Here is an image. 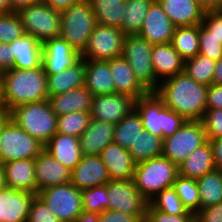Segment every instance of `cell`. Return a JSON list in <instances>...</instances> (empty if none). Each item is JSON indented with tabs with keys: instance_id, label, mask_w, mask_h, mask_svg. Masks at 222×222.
<instances>
[{
	"instance_id": "816d5d0a",
	"label": "cell",
	"mask_w": 222,
	"mask_h": 222,
	"mask_svg": "<svg viewBox=\"0 0 222 222\" xmlns=\"http://www.w3.org/2000/svg\"><path fill=\"white\" fill-rule=\"evenodd\" d=\"M100 222H141L136 216L114 210H105L99 214Z\"/></svg>"
},
{
	"instance_id": "ffe728a7",
	"label": "cell",
	"mask_w": 222,
	"mask_h": 222,
	"mask_svg": "<svg viewBox=\"0 0 222 222\" xmlns=\"http://www.w3.org/2000/svg\"><path fill=\"white\" fill-rule=\"evenodd\" d=\"M5 186L37 195L35 159L13 160L1 164Z\"/></svg>"
},
{
	"instance_id": "680465c9",
	"label": "cell",
	"mask_w": 222,
	"mask_h": 222,
	"mask_svg": "<svg viewBox=\"0 0 222 222\" xmlns=\"http://www.w3.org/2000/svg\"><path fill=\"white\" fill-rule=\"evenodd\" d=\"M205 10L222 9V0H196Z\"/></svg>"
},
{
	"instance_id": "f35d334b",
	"label": "cell",
	"mask_w": 222,
	"mask_h": 222,
	"mask_svg": "<svg viewBox=\"0 0 222 222\" xmlns=\"http://www.w3.org/2000/svg\"><path fill=\"white\" fill-rule=\"evenodd\" d=\"M172 187L189 212L196 214L200 210L199 188L196 179L178 175Z\"/></svg>"
},
{
	"instance_id": "2e32d148",
	"label": "cell",
	"mask_w": 222,
	"mask_h": 222,
	"mask_svg": "<svg viewBox=\"0 0 222 222\" xmlns=\"http://www.w3.org/2000/svg\"><path fill=\"white\" fill-rule=\"evenodd\" d=\"M110 180L107 167L99 155H82L81 160L71 170L70 175V183L81 191L105 185Z\"/></svg>"
},
{
	"instance_id": "603a6c76",
	"label": "cell",
	"mask_w": 222,
	"mask_h": 222,
	"mask_svg": "<svg viewBox=\"0 0 222 222\" xmlns=\"http://www.w3.org/2000/svg\"><path fill=\"white\" fill-rule=\"evenodd\" d=\"M115 125L94 118L79 138L82 155L98 156L114 140Z\"/></svg>"
},
{
	"instance_id": "52a82bcc",
	"label": "cell",
	"mask_w": 222,
	"mask_h": 222,
	"mask_svg": "<svg viewBox=\"0 0 222 222\" xmlns=\"http://www.w3.org/2000/svg\"><path fill=\"white\" fill-rule=\"evenodd\" d=\"M152 48L153 45L138 34L125 35L122 57L130 65L138 81L149 92H154L160 84V80L154 74Z\"/></svg>"
},
{
	"instance_id": "9c48e42d",
	"label": "cell",
	"mask_w": 222,
	"mask_h": 222,
	"mask_svg": "<svg viewBox=\"0 0 222 222\" xmlns=\"http://www.w3.org/2000/svg\"><path fill=\"white\" fill-rule=\"evenodd\" d=\"M207 141L202 121L187 120L172 136L163 139L162 156L179 166Z\"/></svg>"
},
{
	"instance_id": "9f6ffc18",
	"label": "cell",
	"mask_w": 222,
	"mask_h": 222,
	"mask_svg": "<svg viewBox=\"0 0 222 222\" xmlns=\"http://www.w3.org/2000/svg\"><path fill=\"white\" fill-rule=\"evenodd\" d=\"M42 0H11V12H18L22 8L37 4Z\"/></svg>"
},
{
	"instance_id": "5bb4252c",
	"label": "cell",
	"mask_w": 222,
	"mask_h": 222,
	"mask_svg": "<svg viewBox=\"0 0 222 222\" xmlns=\"http://www.w3.org/2000/svg\"><path fill=\"white\" fill-rule=\"evenodd\" d=\"M136 99L125 94L95 95L92 99L91 118L116 125L135 109Z\"/></svg>"
},
{
	"instance_id": "6da1fadb",
	"label": "cell",
	"mask_w": 222,
	"mask_h": 222,
	"mask_svg": "<svg viewBox=\"0 0 222 222\" xmlns=\"http://www.w3.org/2000/svg\"><path fill=\"white\" fill-rule=\"evenodd\" d=\"M208 86L184 71L160 82L154 91L164 105L186 120L201 121L206 111Z\"/></svg>"
},
{
	"instance_id": "277c9868",
	"label": "cell",
	"mask_w": 222,
	"mask_h": 222,
	"mask_svg": "<svg viewBox=\"0 0 222 222\" xmlns=\"http://www.w3.org/2000/svg\"><path fill=\"white\" fill-rule=\"evenodd\" d=\"M11 119L45 145L57 131V116L48 100L27 103L10 110Z\"/></svg>"
},
{
	"instance_id": "74e56055",
	"label": "cell",
	"mask_w": 222,
	"mask_h": 222,
	"mask_svg": "<svg viewBox=\"0 0 222 222\" xmlns=\"http://www.w3.org/2000/svg\"><path fill=\"white\" fill-rule=\"evenodd\" d=\"M216 61L198 54L184 61V72L194 81L210 86L213 84Z\"/></svg>"
},
{
	"instance_id": "1f68e13d",
	"label": "cell",
	"mask_w": 222,
	"mask_h": 222,
	"mask_svg": "<svg viewBox=\"0 0 222 222\" xmlns=\"http://www.w3.org/2000/svg\"><path fill=\"white\" fill-rule=\"evenodd\" d=\"M97 24L122 27L126 0H89Z\"/></svg>"
},
{
	"instance_id": "cb8c5ba5",
	"label": "cell",
	"mask_w": 222,
	"mask_h": 222,
	"mask_svg": "<svg viewBox=\"0 0 222 222\" xmlns=\"http://www.w3.org/2000/svg\"><path fill=\"white\" fill-rule=\"evenodd\" d=\"M9 44L14 56V68L35 69L42 66L43 46L34 36L25 33Z\"/></svg>"
},
{
	"instance_id": "ab89813d",
	"label": "cell",
	"mask_w": 222,
	"mask_h": 222,
	"mask_svg": "<svg viewBox=\"0 0 222 222\" xmlns=\"http://www.w3.org/2000/svg\"><path fill=\"white\" fill-rule=\"evenodd\" d=\"M148 203L154 209L169 215L194 214L184 207L173 187L158 192Z\"/></svg>"
},
{
	"instance_id": "91938a15",
	"label": "cell",
	"mask_w": 222,
	"mask_h": 222,
	"mask_svg": "<svg viewBox=\"0 0 222 222\" xmlns=\"http://www.w3.org/2000/svg\"><path fill=\"white\" fill-rule=\"evenodd\" d=\"M11 119L10 111L7 110L4 106L0 108V138L2 134V130L6 123Z\"/></svg>"
},
{
	"instance_id": "d6986e66",
	"label": "cell",
	"mask_w": 222,
	"mask_h": 222,
	"mask_svg": "<svg viewBox=\"0 0 222 222\" xmlns=\"http://www.w3.org/2000/svg\"><path fill=\"white\" fill-rule=\"evenodd\" d=\"M71 170L43 150L35 158L37 194L46 188L70 182Z\"/></svg>"
},
{
	"instance_id": "bcb514c9",
	"label": "cell",
	"mask_w": 222,
	"mask_h": 222,
	"mask_svg": "<svg viewBox=\"0 0 222 222\" xmlns=\"http://www.w3.org/2000/svg\"><path fill=\"white\" fill-rule=\"evenodd\" d=\"M201 121L208 140L222 136V109H206Z\"/></svg>"
},
{
	"instance_id": "d6a6232c",
	"label": "cell",
	"mask_w": 222,
	"mask_h": 222,
	"mask_svg": "<svg viewBox=\"0 0 222 222\" xmlns=\"http://www.w3.org/2000/svg\"><path fill=\"white\" fill-rule=\"evenodd\" d=\"M171 44L175 51L184 59L199 54V25L178 26L174 30Z\"/></svg>"
},
{
	"instance_id": "681fc988",
	"label": "cell",
	"mask_w": 222,
	"mask_h": 222,
	"mask_svg": "<svg viewBox=\"0 0 222 222\" xmlns=\"http://www.w3.org/2000/svg\"><path fill=\"white\" fill-rule=\"evenodd\" d=\"M195 222H222V202L201 208L195 214Z\"/></svg>"
},
{
	"instance_id": "7bdbcfd3",
	"label": "cell",
	"mask_w": 222,
	"mask_h": 222,
	"mask_svg": "<svg viewBox=\"0 0 222 222\" xmlns=\"http://www.w3.org/2000/svg\"><path fill=\"white\" fill-rule=\"evenodd\" d=\"M24 34V27L16 12L0 15V43H11Z\"/></svg>"
},
{
	"instance_id": "f5cc1de1",
	"label": "cell",
	"mask_w": 222,
	"mask_h": 222,
	"mask_svg": "<svg viewBox=\"0 0 222 222\" xmlns=\"http://www.w3.org/2000/svg\"><path fill=\"white\" fill-rule=\"evenodd\" d=\"M14 68V56H12L11 47L9 43H0V70Z\"/></svg>"
},
{
	"instance_id": "7402d4cb",
	"label": "cell",
	"mask_w": 222,
	"mask_h": 222,
	"mask_svg": "<svg viewBox=\"0 0 222 222\" xmlns=\"http://www.w3.org/2000/svg\"><path fill=\"white\" fill-rule=\"evenodd\" d=\"M164 13L176 26L199 25L205 9L196 0H156Z\"/></svg>"
},
{
	"instance_id": "6125c7cd",
	"label": "cell",
	"mask_w": 222,
	"mask_h": 222,
	"mask_svg": "<svg viewBox=\"0 0 222 222\" xmlns=\"http://www.w3.org/2000/svg\"><path fill=\"white\" fill-rule=\"evenodd\" d=\"M0 11L11 13V0H0Z\"/></svg>"
},
{
	"instance_id": "11a10c76",
	"label": "cell",
	"mask_w": 222,
	"mask_h": 222,
	"mask_svg": "<svg viewBox=\"0 0 222 222\" xmlns=\"http://www.w3.org/2000/svg\"><path fill=\"white\" fill-rule=\"evenodd\" d=\"M44 3L52 7L53 9L62 12L68 9L71 5L77 4L83 0H42Z\"/></svg>"
},
{
	"instance_id": "9a60e30c",
	"label": "cell",
	"mask_w": 222,
	"mask_h": 222,
	"mask_svg": "<svg viewBox=\"0 0 222 222\" xmlns=\"http://www.w3.org/2000/svg\"><path fill=\"white\" fill-rule=\"evenodd\" d=\"M43 67L45 74H55L76 64L82 57L60 36L45 41L43 44Z\"/></svg>"
},
{
	"instance_id": "8992f818",
	"label": "cell",
	"mask_w": 222,
	"mask_h": 222,
	"mask_svg": "<svg viewBox=\"0 0 222 222\" xmlns=\"http://www.w3.org/2000/svg\"><path fill=\"white\" fill-rule=\"evenodd\" d=\"M60 37L82 53L96 26V19L89 0H83L60 12Z\"/></svg>"
},
{
	"instance_id": "ee69618b",
	"label": "cell",
	"mask_w": 222,
	"mask_h": 222,
	"mask_svg": "<svg viewBox=\"0 0 222 222\" xmlns=\"http://www.w3.org/2000/svg\"><path fill=\"white\" fill-rule=\"evenodd\" d=\"M199 54L216 62L222 57V44L202 24H199Z\"/></svg>"
},
{
	"instance_id": "d590c367",
	"label": "cell",
	"mask_w": 222,
	"mask_h": 222,
	"mask_svg": "<svg viewBox=\"0 0 222 222\" xmlns=\"http://www.w3.org/2000/svg\"><path fill=\"white\" fill-rule=\"evenodd\" d=\"M142 131H144L142 119L134 109L115 125L113 142L123 148L129 149Z\"/></svg>"
},
{
	"instance_id": "4316f807",
	"label": "cell",
	"mask_w": 222,
	"mask_h": 222,
	"mask_svg": "<svg viewBox=\"0 0 222 222\" xmlns=\"http://www.w3.org/2000/svg\"><path fill=\"white\" fill-rule=\"evenodd\" d=\"M85 80L84 86L93 96L115 93V84L110 72L109 60L84 59Z\"/></svg>"
},
{
	"instance_id": "f907efd6",
	"label": "cell",
	"mask_w": 222,
	"mask_h": 222,
	"mask_svg": "<svg viewBox=\"0 0 222 222\" xmlns=\"http://www.w3.org/2000/svg\"><path fill=\"white\" fill-rule=\"evenodd\" d=\"M206 109H222V85L213 83L208 86Z\"/></svg>"
},
{
	"instance_id": "3957f363",
	"label": "cell",
	"mask_w": 222,
	"mask_h": 222,
	"mask_svg": "<svg viewBox=\"0 0 222 222\" xmlns=\"http://www.w3.org/2000/svg\"><path fill=\"white\" fill-rule=\"evenodd\" d=\"M135 110L142 119L144 130L162 139L172 136L187 121L166 107L155 92L139 97Z\"/></svg>"
},
{
	"instance_id": "f6af8a7d",
	"label": "cell",
	"mask_w": 222,
	"mask_h": 222,
	"mask_svg": "<svg viewBox=\"0 0 222 222\" xmlns=\"http://www.w3.org/2000/svg\"><path fill=\"white\" fill-rule=\"evenodd\" d=\"M27 222H60L47 204L36 195L30 205Z\"/></svg>"
},
{
	"instance_id": "44dd1931",
	"label": "cell",
	"mask_w": 222,
	"mask_h": 222,
	"mask_svg": "<svg viewBox=\"0 0 222 222\" xmlns=\"http://www.w3.org/2000/svg\"><path fill=\"white\" fill-rule=\"evenodd\" d=\"M111 180H131L134 177L136 163L128 149L115 142L109 143L100 153Z\"/></svg>"
},
{
	"instance_id": "7a4b0ae2",
	"label": "cell",
	"mask_w": 222,
	"mask_h": 222,
	"mask_svg": "<svg viewBox=\"0 0 222 222\" xmlns=\"http://www.w3.org/2000/svg\"><path fill=\"white\" fill-rule=\"evenodd\" d=\"M1 102L7 109L48 100L47 75L43 65L35 69L5 70L0 75Z\"/></svg>"
},
{
	"instance_id": "836d02e7",
	"label": "cell",
	"mask_w": 222,
	"mask_h": 222,
	"mask_svg": "<svg viewBox=\"0 0 222 222\" xmlns=\"http://www.w3.org/2000/svg\"><path fill=\"white\" fill-rule=\"evenodd\" d=\"M200 209L222 202V170L215 169L196 180Z\"/></svg>"
},
{
	"instance_id": "be15d7a7",
	"label": "cell",
	"mask_w": 222,
	"mask_h": 222,
	"mask_svg": "<svg viewBox=\"0 0 222 222\" xmlns=\"http://www.w3.org/2000/svg\"><path fill=\"white\" fill-rule=\"evenodd\" d=\"M6 187L5 186V180H4V176H3V173H2V170H1V165H0V191Z\"/></svg>"
},
{
	"instance_id": "5b68a950",
	"label": "cell",
	"mask_w": 222,
	"mask_h": 222,
	"mask_svg": "<svg viewBox=\"0 0 222 222\" xmlns=\"http://www.w3.org/2000/svg\"><path fill=\"white\" fill-rule=\"evenodd\" d=\"M178 175V166L164 156H159L137 163L133 181L141 195L149 201L158 192L172 187Z\"/></svg>"
},
{
	"instance_id": "db71d44e",
	"label": "cell",
	"mask_w": 222,
	"mask_h": 222,
	"mask_svg": "<svg viewBox=\"0 0 222 222\" xmlns=\"http://www.w3.org/2000/svg\"><path fill=\"white\" fill-rule=\"evenodd\" d=\"M216 169L222 170V136L209 140Z\"/></svg>"
},
{
	"instance_id": "60d3db41",
	"label": "cell",
	"mask_w": 222,
	"mask_h": 222,
	"mask_svg": "<svg viewBox=\"0 0 222 222\" xmlns=\"http://www.w3.org/2000/svg\"><path fill=\"white\" fill-rule=\"evenodd\" d=\"M91 119L90 112H72L57 117V131L63 135L80 138L88 127Z\"/></svg>"
},
{
	"instance_id": "ac0fdd59",
	"label": "cell",
	"mask_w": 222,
	"mask_h": 222,
	"mask_svg": "<svg viewBox=\"0 0 222 222\" xmlns=\"http://www.w3.org/2000/svg\"><path fill=\"white\" fill-rule=\"evenodd\" d=\"M36 194L4 187L0 191V222H27Z\"/></svg>"
},
{
	"instance_id": "ba28073f",
	"label": "cell",
	"mask_w": 222,
	"mask_h": 222,
	"mask_svg": "<svg viewBox=\"0 0 222 222\" xmlns=\"http://www.w3.org/2000/svg\"><path fill=\"white\" fill-rule=\"evenodd\" d=\"M21 19L25 33L31 34L42 44L60 36L61 15L43 1L22 8L16 12Z\"/></svg>"
},
{
	"instance_id": "4dcf8cb0",
	"label": "cell",
	"mask_w": 222,
	"mask_h": 222,
	"mask_svg": "<svg viewBox=\"0 0 222 222\" xmlns=\"http://www.w3.org/2000/svg\"><path fill=\"white\" fill-rule=\"evenodd\" d=\"M179 175L186 178L198 179L216 169L213 151L208 140L204 145L196 148L178 166Z\"/></svg>"
},
{
	"instance_id": "94428289",
	"label": "cell",
	"mask_w": 222,
	"mask_h": 222,
	"mask_svg": "<svg viewBox=\"0 0 222 222\" xmlns=\"http://www.w3.org/2000/svg\"><path fill=\"white\" fill-rule=\"evenodd\" d=\"M213 83L222 85V57L216 62Z\"/></svg>"
},
{
	"instance_id": "f546056e",
	"label": "cell",
	"mask_w": 222,
	"mask_h": 222,
	"mask_svg": "<svg viewBox=\"0 0 222 222\" xmlns=\"http://www.w3.org/2000/svg\"><path fill=\"white\" fill-rule=\"evenodd\" d=\"M46 75L48 97L60 95L81 87L84 85L85 80L84 58H81L76 64L61 72Z\"/></svg>"
},
{
	"instance_id": "7dc6e473",
	"label": "cell",
	"mask_w": 222,
	"mask_h": 222,
	"mask_svg": "<svg viewBox=\"0 0 222 222\" xmlns=\"http://www.w3.org/2000/svg\"><path fill=\"white\" fill-rule=\"evenodd\" d=\"M144 222H195V214L169 215L154 209L148 203Z\"/></svg>"
},
{
	"instance_id": "e575fe53",
	"label": "cell",
	"mask_w": 222,
	"mask_h": 222,
	"mask_svg": "<svg viewBox=\"0 0 222 222\" xmlns=\"http://www.w3.org/2000/svg\"><path fill=\"white\" fill-rule=\"evenodd\" d=\"M163 139L147 132H140V135L132 144L128 152L131 154L134 162L140 163L162 156Z\"/></svg>"
},
{
	"instance_id": "7c38bea8",
	"label": "cell",
	"mask_w": 222,
	"mask_h": 222,
	"mask_svg": "<svg viewBox=\"0 0 222 222\" xmlns=\"http://www.w3.org/2000/svg\"><path fill=\"white\" fill-rule=\"evenodd\" d=\"M125 35L119 28L96 24L81 57L100 61L120 57L123 53Z\"/></svg>"
},
{
	"instance_id": "e0dca14e",
	"label": "cell",
	"mask_w": 222,
	"mask_h": 222,
	"mask_svg": "<svg viewBox=\"0 0 222 222\" xmlns=\"http://www.w3.org/2000/svg\"><path fill=\"white\" fill-rule=\"evenodd\" d=\"M175 28L176 26L155 0L145 16L138 35L145 38L152 45L168 44L171 43Z\"/></svg>"
},
{
	"instance_id": "8fae6325",
	"label": "cell",
	"mask_w": 222,
	"mask_h": 222,
	"mask_svg": "<svg viewBox=\"0 0 222 222\" xmlns=\"http://www.w3.org/2000/svg\"><path fill=\"white\" fill-rule=\"evenodd\" d=\"M37 195L54 212L60 222H74L83 211L81 190L70 182L46 188L39 191Z\"/></svg>"
},
{
	"instance_id": "4fadbf2b",
	"label": "cell",
	"mask_w": 222,
	"mask_h": 222,
	"mask_svg": "<svg viewBox=\"0 0 222 222\" xmlns=\"http://www.w3.org/2000/svg\"><path fill=\"white\" fill-rule=\"evenodd\" d=\"M105 185L108 191V210L134 215L144 222L148 201L135 187L133 179L110 180Z\"/></svg>"
},
{
	"instance_id": "6f0895ef",
	"label": "cell",
	"mask_w": 222,
	"mask_h": 222,
	"mask_svg": "<svg viewBox=\"0 0 222 222\" xmlns=\"http://www.w3.org/2000/svg\"><path fill=\"white\" fill-rule=\"evenodd\" d=\"M74 222H100L99 215L82 211L74 220Z\"/></svg>"
},
{
	"instance_id": "c3c4849f",
	"label": "cell",
	"mask_w": 222,
	"mask_h": 222,
	"mask_svg": "<svg viewBox=\"0 0 222 222\" xmlns=\"http://www.w3.org/2000/svg\"><path fill=\"white\" fill-rule=\"evenodd\" d=\"M201 24L222 44V9L206 10Z\"/></svg>"
},
{
	"instance_id": "30bf717a",
	"label": "cell",
	"mask_w": 222,
	"mask_h": 222,
	"mask_svg": "<svg viewBox=\"0 0 222 222\" xmlns=\"http://www.w3.org/2000/svg\"><path fill=\"white\" fill-rule=\"evenodd\" d=\"M43 150L44 145L12 119L6 123L0 138V165L13 160L35 159Z\"/></svg>"
},
{
	"instance_id": "d4e9b609",
	"label": "cell",
	"mask_w": 222,
	"mask_h": 222,
	"mask_svg": "<svg viewBox=\"0 0 222 222\" xmlns=\"http://www.w3.org/2000/svg\"><path fill=\"white\" fill-rule=\"evenodd\" d=\"M109 67L115 84V93L129 95L136 100L149 93L122 56L110 59Z\"/></svg>"
},
{
	"instance_id": "8d00e7d4",
	"label": "cell",
	"mask_w": 222,
	"mask_h": 222,
	"mask_svg": "<svg viewBox=\"0 0 222 222\" xmlns=\"http://www.w3.org/2000/svg\"><path fill=\"white\" fill-rule=\"evenodd\" d=\"M155 0H126L124 20L121 31L127 34H138L145 16Z\"/></svg>"
},
{
	"instance_id": "b9f144b4",
	"label": "cell",
	"mask_w": 222,
	"mask_h": 222,
	"mask_svg": "<svg viewBox=\"0 0 222 222\" xmlns=\"http://www.w3.org/2000/svg\"><path fill=\"white\" fill-rule=\"evenodd\" d=\"M81 202L83 211L101 214L108 210L109 200L107 186H97L81 191Z\"/></svg>"
},
{
	"instance_id": "484cf974",
	"label": "cell",
	"mask_w": 222,
	"mask_h": 222,
	"mask_svg": "<svg viewBox=\"0 0 222 222\" xmlns=\"http://www.w3.org/2000/svg\"><path fill=\"white\" fill-rule=\"evenodd\" d=\"M93 95L84 85L60 95L49 96L51 109L58 117L72 112H90Z\"/></svg>"
},
{
	"instance_id": "83f0119b",
	"label": "cell",
	"mask_w": 222,
	"mask_h": 222,
	"mask_svg": "<svg viewBox=\"0 0 222 222\" xmlns=\"http://www.w3.org/2000/svg\"><path fill=\"white\" fill-rule=\"evenodd\" d=\"M44 150L70 170L78 164L82 157L79 138L60 133H55L51 137L44 145Z\"/></svg>"
},
{
	"instance_id": "f1b7e54d",
	"label": "cell",
	"mask_w": 222,
	"mask_h": 222,
	"mask_svg": "<svg viewBox=\"0 0 222 222\" xmlns=\"http://www.w3.org/2000/svg\"><path fill=\"white\" fill-rule=\"evenodd\" d=\"M151 60L155 77L163 81L184 71V59L171 43L153 45Z\"/></svg>"
},
{
	"instance_id": "e7e4bbea",
	"label": "cell",
	"mask_w": 222,
	"mask_h": 222,
	"mask_svg": "<svg viewBox=\"0 0 222 222\" xmlns=\"http://www.w3.org/2000/svg\"><path fill=\"white\" fill-rule=\"evenodd\" d=\"M2 102H1V90H0V108L2 107Z\"/></svg>"
}]
</instances>
